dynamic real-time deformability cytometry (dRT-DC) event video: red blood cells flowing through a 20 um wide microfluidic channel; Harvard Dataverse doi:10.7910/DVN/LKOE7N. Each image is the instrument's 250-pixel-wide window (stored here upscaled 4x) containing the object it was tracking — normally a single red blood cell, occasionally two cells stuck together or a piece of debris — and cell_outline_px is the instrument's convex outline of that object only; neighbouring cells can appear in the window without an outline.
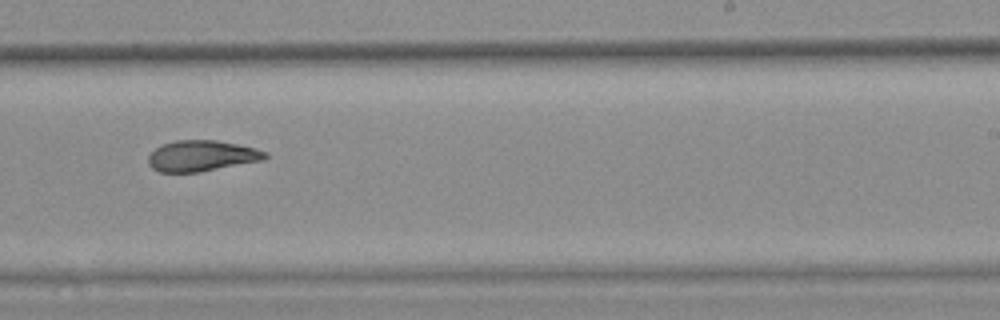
{"species": "common noctule bat (a hibernating species)", "species_latin": "Nyctalus noctula", "temperature_condition": "warm", "stored_images_in_passage": 10, "camera_frame_rate_fps": 3000, "um_per_image_px": 0.085, "animal": {"sex": "female", "body_mass_g": 25.1}, "frame": {"image": 1, "passage_image": 9, "time_ms": 2.667, "image_size_px": [1000, 320], "cell_outline_px": [[268, 156], [264, 160], [200, 172], [160, 172], [152, 168], [148, 164], [148, 156], [160, 144], [176, 140], [216, 140], [256, 148], [268, 152]], "centroid_in_image_um": [17.15, 13.25], "position_along_channel_um": 271.9, "area_um2": 21.15}}
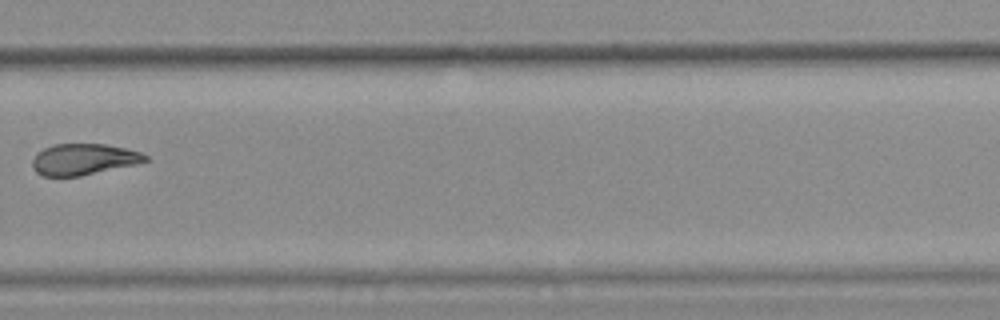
{"frame": {"image": 2, "passage_image": 10, "time_ms": 3.0, "image_size_px": [1000, 320], "cell_outline_px": [[148, 160], [136, 164], [80, 176], [44, 176], [36, 172], [32, 168], [32, 160], [36, 152], [52, 144], [104, 144], [128, 148], [140, 152], [148, 156]], "centroid_in_image_um": [7.09, 13.53], "position_along_channel_um": 322.7, "area_um2": 20.63}}